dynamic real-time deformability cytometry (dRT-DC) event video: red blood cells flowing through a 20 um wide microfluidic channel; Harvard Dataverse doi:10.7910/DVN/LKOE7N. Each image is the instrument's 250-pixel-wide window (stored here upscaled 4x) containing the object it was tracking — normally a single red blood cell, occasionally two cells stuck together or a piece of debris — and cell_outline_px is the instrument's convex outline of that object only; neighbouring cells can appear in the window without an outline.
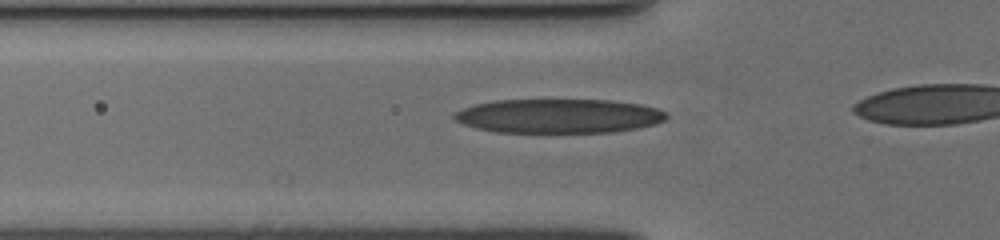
{"species": "human", "species_latin": "Homo sapiens", "temperature_condition": "cold", "stored_images_in_passage": 21, "camera_frame_rate_fps": 3000, "um_per_image_px": 0.085, "donor": {"sex": "female"}, "frame": {"image": 1, "passage_image": 15, "time_ms": 4.667, "image_size_px": [1000, 240], "cell_outline_px": [[668, 116], [664, 120], [656, 124], [636, 128], [612, 132], [496, 132], [476, 128], [464, 124], [456, 120], [452, 116], [452, 112], [476, 104], [492, 100], [608, 100], [640, 104], [656, 108], [664, 112]], "centroid_in_image_um": [47.46, 9.86], "position_along_channel_um": 78.3, "area_um2": 42.19}}
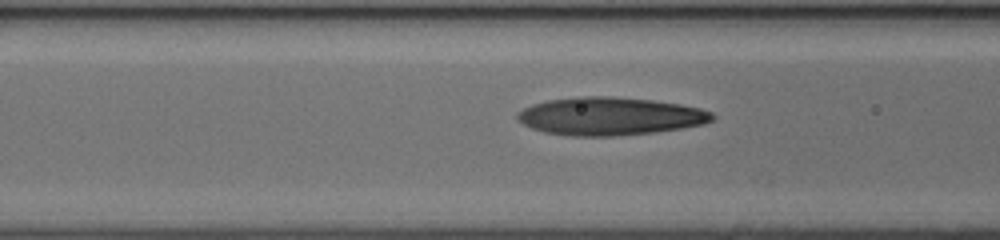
{"frame": {"image": 2, "passage_image": 18, "time_ms": 5.667, "image_size_px": [1000, 240], "cell_outline_px": [[716, 116], [712, 120], [704, 124], [680, 128], [652, 132], [612, 136], [572, 136], [544, 132], [532, 128], [516, 120], [516, 112], [532, 104], [548, 100], [576, 96], [612, 96], [652, 100], [680, 104], [700, 108], [712, 112]], "centroid_in_image_um": [51.81, 9.87], "position_along_channel_um": 114.8, "area_um2": 43.18}}